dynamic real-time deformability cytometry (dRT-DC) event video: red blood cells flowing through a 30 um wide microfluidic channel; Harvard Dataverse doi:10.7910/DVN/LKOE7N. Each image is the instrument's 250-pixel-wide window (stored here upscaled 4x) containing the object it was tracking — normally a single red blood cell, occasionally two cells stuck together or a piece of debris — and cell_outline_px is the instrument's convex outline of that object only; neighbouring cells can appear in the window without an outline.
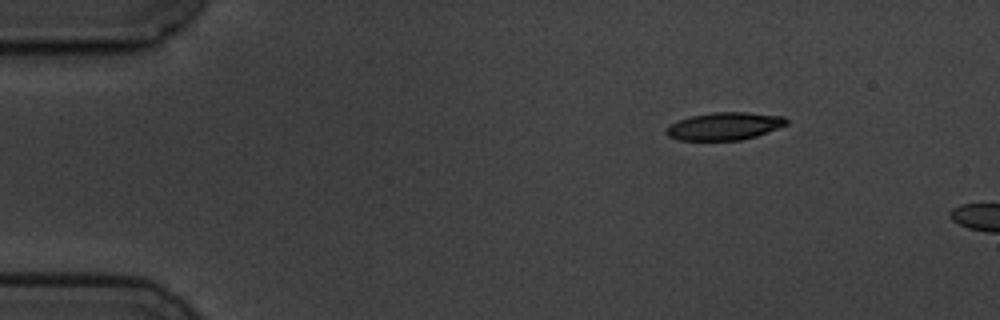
{"species": "common noctule bat (a hibernating species)", "species_latin": "Nyctalus noctula", "temperature_condition": "cold", "stored_images_in_passage": 3, "camera_frame_rate_fps": 3000, "um_per_image_px": 0.085, "animal": {"sex": "male", "body_mass_g": 19.5, "forearm_length_mm": 54.6}, "frame": {"image": 1, "passage_image": 1, "time_ms": 0.0, "image_size_px": [1000, 320], "cell_outline_px": [[788, 124], [756, 136], [740, 140], [680, 140], [668, 136], [668, 124], [676, 120], [692, 116], [712, 112], [744, 112], [784, 116], [788, 120]], "centroid_in_image_um": [61.58, 10.71], "position_along_channel_um": 23.4, "area_um2": 19.25}}